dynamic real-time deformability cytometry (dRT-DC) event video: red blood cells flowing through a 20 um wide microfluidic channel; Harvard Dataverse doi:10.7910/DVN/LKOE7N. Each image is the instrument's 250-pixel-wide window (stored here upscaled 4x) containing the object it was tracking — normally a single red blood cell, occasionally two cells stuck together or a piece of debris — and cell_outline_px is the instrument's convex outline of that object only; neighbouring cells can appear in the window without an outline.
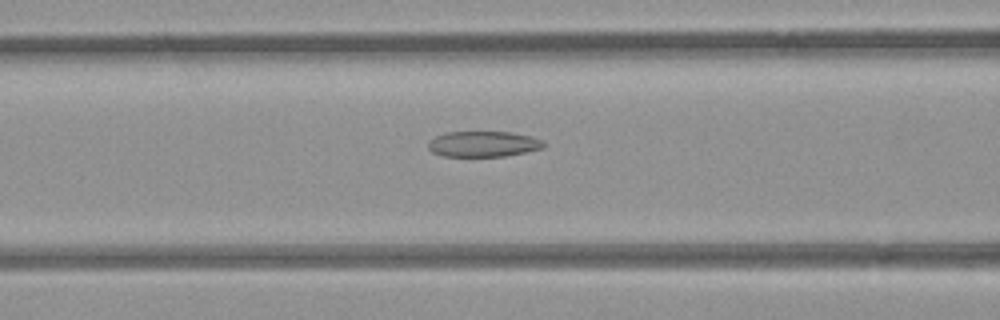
{"species": "common noctule bat (a hibernating species)", "species_latin": "Nyctalus noctula", "temperature_condition": "room temperature", "stored_images_in_passage": 34, "camera_frame_rate_fps": 3000, "um_per_image_px": 0.085, "animal": {"sex": "female", "body_mass_g": 21.9}, "frame": {"image": 1, "passage_image": 12, "time_ms": 3.667, "image_size_px": [1000, 320], "cell_outline_px": [[544, 148], [504, 156], [444, 156], [432, 152], [428, 148], [428, 144], [436, 136], [448, 132], [512, 132], [532, 136], [544, 140]], "centroid_in_image_um": [41.12, 12.23], "position_along_channel_um": 125.5, "area_um2": 17.17}}
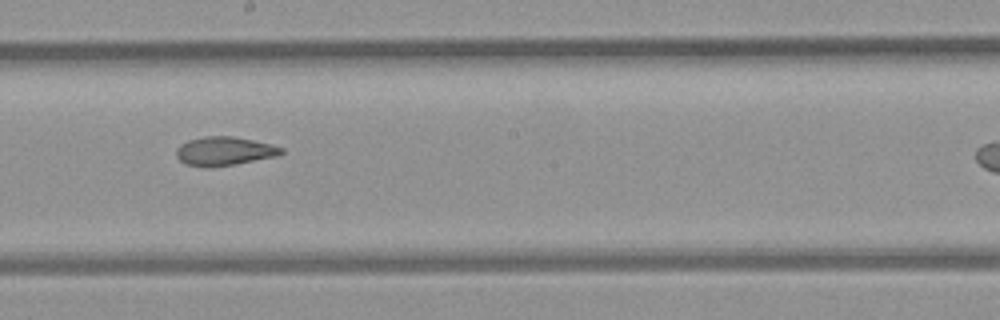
{"frame": {"image": 2, "passage_image": 20, "time_ms": 6.333, "image_size_px": [1000, 320], "cell_outline_px": [[284, 152], [276, 156], [232, 164], [208, 168], [204, 168], [184, 164], [176, 156], [176, 148], [180, 144], [188, 140], [204, 136], [232, 136], [272, 144], [284, 148]], "centroid_in_image_um": [19.02, 12.84], "position_along_channel_um": 229.2, "area_um2": 17.63}}
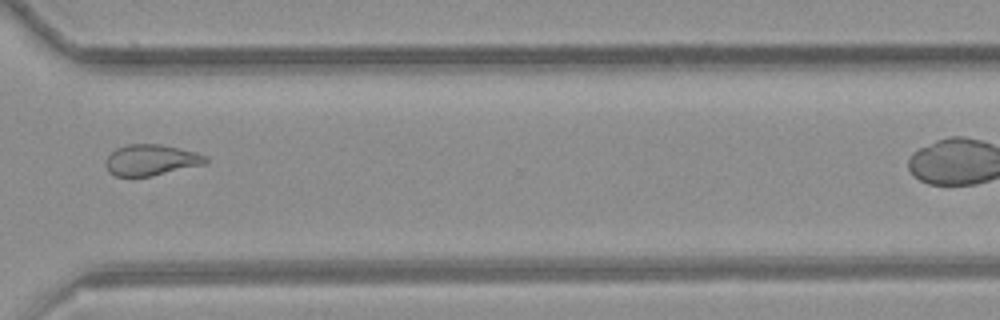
{"frame": {"image": 3, "passage_image": 30, "time_ms": 9.667, "image_size_px": [1000, 320], "cell_outline_px": [[208, 160], [204, 164], [152, 176], [116, 176], [108, 172], [104, 164], [108, 156], [116, 148], [128, 144], [160, 144], [196, 152], [208, 156]], "centroid_in_image_um": [12.83, 13.6], "position_along_channel_um": 357.8, "area_um2": 18.03}}